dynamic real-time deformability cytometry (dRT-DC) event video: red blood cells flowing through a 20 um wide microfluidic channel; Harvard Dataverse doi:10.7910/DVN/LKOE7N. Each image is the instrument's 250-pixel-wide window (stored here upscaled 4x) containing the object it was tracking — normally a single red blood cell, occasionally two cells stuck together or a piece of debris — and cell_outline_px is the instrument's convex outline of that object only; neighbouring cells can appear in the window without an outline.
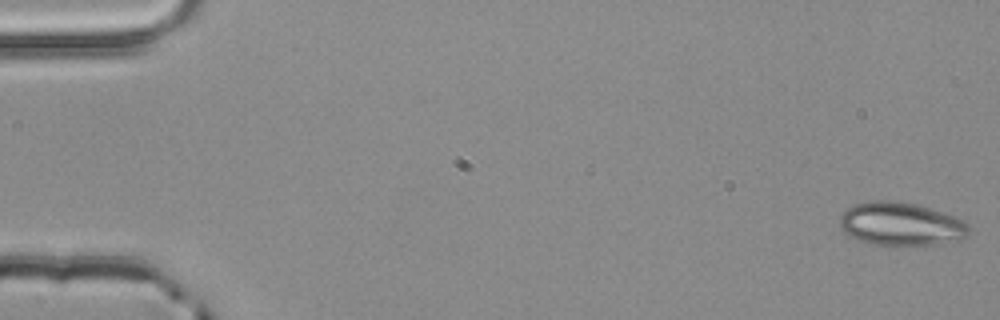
{"species": "common noctule bat (a hibernating species)", "species_latin": "Nyctalus noctula", "temperature_condition": "room temperature", "stored_images_in_passage": 53, "camera_frame_rate_fps": 3000, "um_per_image_px": 0.085, "animal": {"sex": "male", "body_mass_g": 20.4}, "frame": {"image": 1, "passage_image": 1, "time_ms": 0.0, "image_size_px": [1000, 320], "cell_outline_px": [[968, 236], [936, 244], [872, 244], [856, 240], [844, 232], [840, 228], [840, 216], [848, 208], [856, 204], [872, 200], [892, 200], [916, 204], [964, 220], [968, 224]], "centroid_in_image_um": [76.52, 19.02], "position_along_channel_um": 8.5, "area_um2": 32.02}}
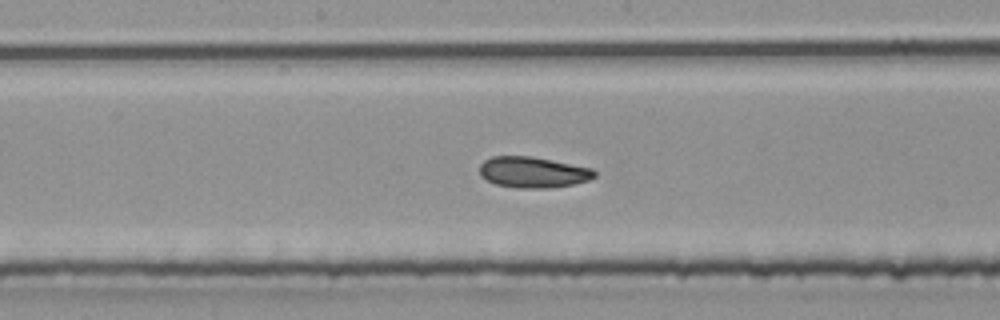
{"frame": {"image": 2, "passage_image": 28, "time_ms": 9.0, "image_size_px": [1000, 320], "cell_outline_px": [[596, 176], [588, 180], [576, 184], [548, 188], [516, 188], [496, 184], [480, 176], [480, 164], [484, 160], [492, 156], [532, 156], [592, 168], [596, 172]], "centroid_in_image_um": [45.31, 14.64], "position_along_channel_um": 202.9, "area_um2": 20.81}}
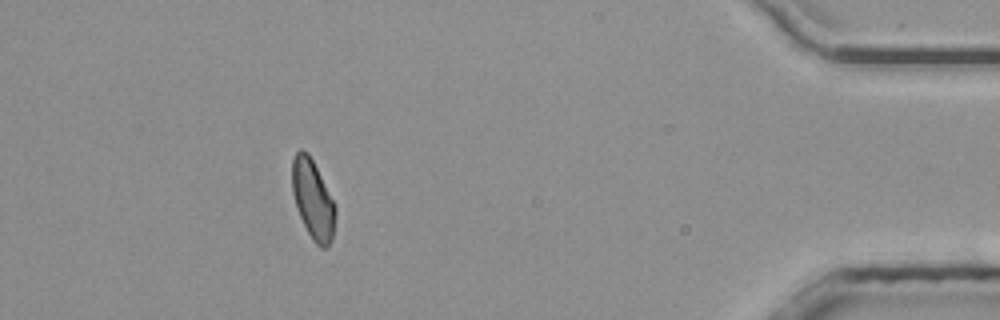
{"frame": {"image": 3, "passage_image": 48, "time_ms": 15.667, "image_size_px": [1000, 320], "cell_outline_px": [[336, 216], [332, 240], [328, 248], [320, 248], [312, 240], [300, 216], [292, 192], [292, 160], [296, 152], [300, 148], [308, 152], [336, 208]], "centroid_in_image_um": [26.59, 16.99], "position_along_channel_um": 408.6, "area_um2": 19.71}, "authors_computed_cell_mechanics": {"area_um2": 20.7502, "velocity_mm_per_s": 3.9477, "shape_relaxation_time_tau1_ms": null, "shape_relaxation_time_tau2_ms": 3.8387, "deformation_change_tau1": null, "deformation_change_tau2": 0.0991}}